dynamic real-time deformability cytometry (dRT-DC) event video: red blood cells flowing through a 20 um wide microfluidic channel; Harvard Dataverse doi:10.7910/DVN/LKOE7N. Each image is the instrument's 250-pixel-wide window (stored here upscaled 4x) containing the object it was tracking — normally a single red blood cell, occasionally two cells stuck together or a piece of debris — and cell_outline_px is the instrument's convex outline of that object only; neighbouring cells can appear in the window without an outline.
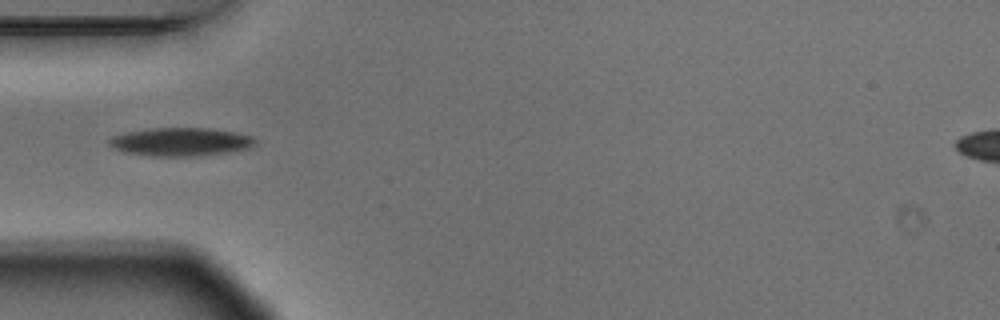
{"species": "Egyptian fruit bat (a non-hibernating species)", "species_latin": "Rousettus aegyptiacus", "temperature_condition": "warm", "stored_images_in_passage": 7, "camera_frame_rate_fps": 3000, "um_per_image_px": 0.085, "animal": {"sex": "male"}, "frame": {"image": 1, "passage_image": 5, "time_ms": 1.333, "image_size_px": [1000, 320], "cell_outline_px": [[256, 144], [252, 148], [228, 152], [196, 156], [152, 156], [124, 152], [108, 144], [108, 140], [112, 136], [128, 132], [148, 128], [212, 128], [252, 136], [256, 140]], "centroid_in_image_um": [15.38, 12.05], "position_along_channel_um": 69.6, "area_um2": 24.1}}
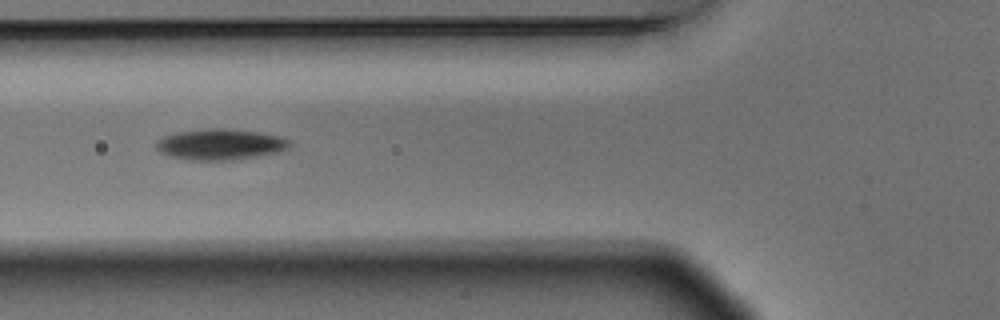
{"frame": {"image": 2, "passage_image": 6, "time_ms": 1.667, "image_size_px": [1000, 320], "cell_outline_px": [[292, 140], [284, 148], [276, 152], [256, 156], [232, 160], [192, 160], [172, 156], [160, 152], [156, 148], [156, 140], [164, 136], [176, 132], [204, 128], [224, 128], [260, 132], [280, 136]], "centroid_in_image_um": [18.68, 12.25], "position_along_channel_um": 107.1, "area_um2": 23.87}}
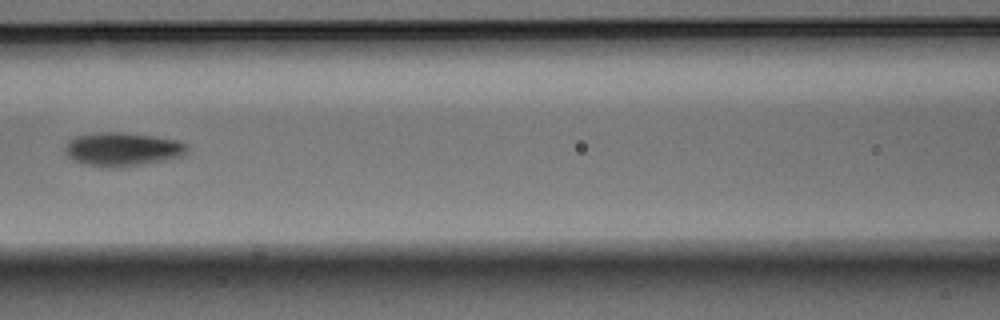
{"frame": {"image": 3, "passage_image": 7, "time_ms": 2.0, "image_size_px": [1000, 320], "cell_outline_px": [[188, 148], [180, 156], [164, 160], [124, 168], [112, 168], [84, 164], [72, 160], [68, 156], [64, 148], [68, 140], [76, 136], [104, 132], [120, 132], [152, 136], [176, 140], [188, 144]], "centroid_in_image_um": [10.37, 12.7], "position_along_channel_um": 156.2, "area_um2": 23.87}}